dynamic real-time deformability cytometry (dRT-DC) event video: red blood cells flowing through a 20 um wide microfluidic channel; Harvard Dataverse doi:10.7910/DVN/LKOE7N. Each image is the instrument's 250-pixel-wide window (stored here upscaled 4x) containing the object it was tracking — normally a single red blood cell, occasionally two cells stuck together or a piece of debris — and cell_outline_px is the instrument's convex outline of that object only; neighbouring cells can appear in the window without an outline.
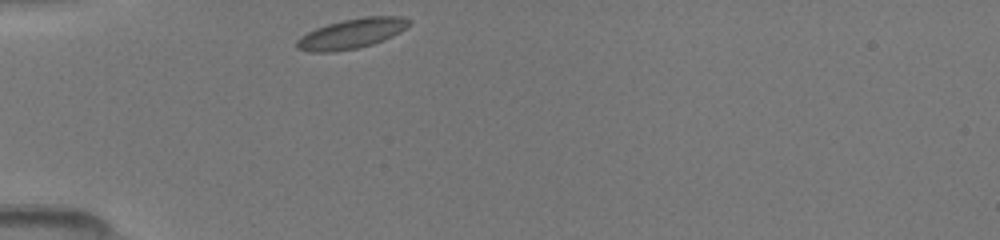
{"species": "common noctule bat (a hibernating species)", "species_latin": "Nyctalus noctula", "temperature_condition": "room temperature", "stored_images_in_passage": 5, "camera_frame_rate_fps": 3000, "um_per_image_px": 0.085, "animal": {"sex": "female", "body_mass_g": 19.5, "forearm_length_mm": 54.1}, "frame": {"image": 1, "passage_image": 1, "time_ms": 0.0, "image_size_px": [1000, 240], "cell_outline_px": [[412, 20], [400, 32], [384, 40], [372, 44], [356, 48], [332, 52], [308, 52], [296, 48], [296, 40], [300, 36], [316, 28], [328, 24], [344, 20], [364, 16], [400, 16]], "centroid_in_image_um": [29.86, 2.86], "position_along_channel_um": 55.1, "area_um2": 19.48}}
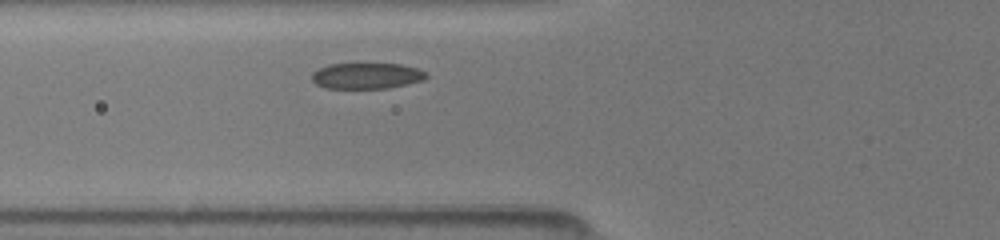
{"frame": {"image": 2, "passage_image": 5, "time_ms": 1.333, "image_size_px": [1000, 240], "cell_outline_px": [[428, 76], [424, 80], [408, 84], [388, 88], [328, 88], [316, 84], [312, 80], [312, 72], [328, 64], [400, 64], [416, 68], [424, 72]], "centroid_in_image_um": [31.16, 6.45], "position_along_channel_um": 94.6, "area_um2": 17.17}}